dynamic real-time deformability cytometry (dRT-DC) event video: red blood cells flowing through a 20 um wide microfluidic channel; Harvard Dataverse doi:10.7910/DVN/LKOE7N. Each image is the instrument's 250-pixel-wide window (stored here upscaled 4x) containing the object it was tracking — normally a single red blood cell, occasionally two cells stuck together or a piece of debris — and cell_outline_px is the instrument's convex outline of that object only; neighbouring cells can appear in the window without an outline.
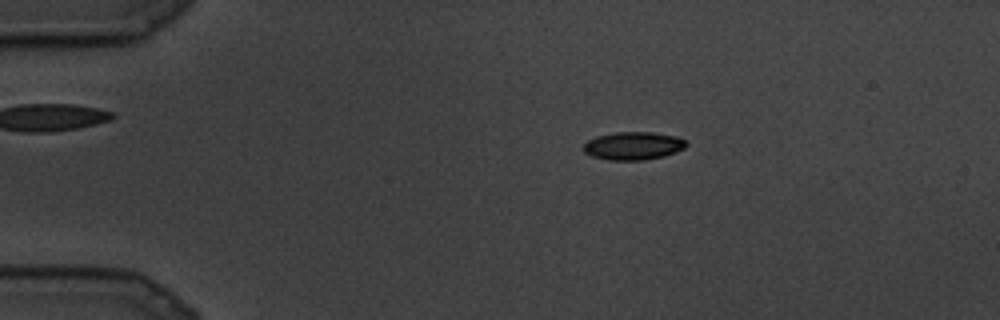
{"species": "common noctule bat (a hibernating species)", "species_latin": "Nyctalus noctula", "temperature_condition": "cold", "stored_images_in_passage": 74, "camera_frame_rate_fps": 3000, "um_per_image_px": 0.085, "animal": {"sex": "male", "body_mass_g": 19.5, "forearm_length_mm": 54.6}, "frame": {"image": 1, "passage_image": 2, "time_ms": 0.333, "image_size_px": [1000, 320], "cell_outline_px": [[688, 144], [684, 148], [676, 152], [664, 156], [644, 160], [608, 160], [592, 156], [584, 152], [584, 144], [588, 140], [596, 136], [616, 132], [652, 132], [676, 136], [684, 140]], "centroid_in_image_um": [53.83, 12.39], "position_along_channel_um": 31.2, "area_um2": 16.76}}
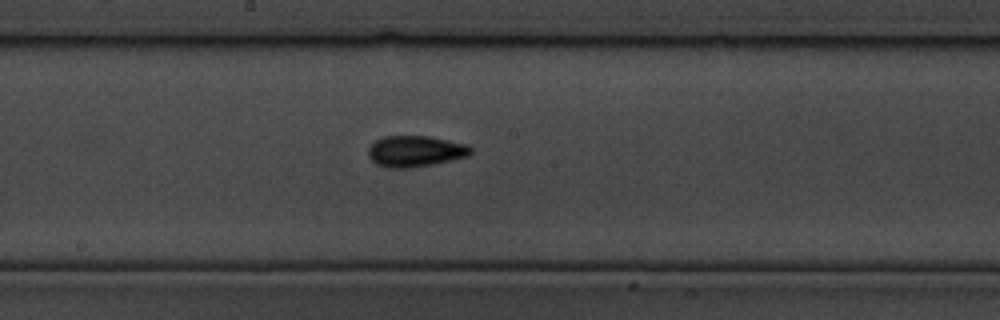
{"frame": {"image": 2, "passage_image": 33, "time_ms": 10.667, "image_size_px": [1000, 320], "cell_outline_px": [[472, 152], [468, 156], [432, 164], [408, 168], [384, 168], [376, 164], [368, 156], [368, 148], [376, 140], [384, 136], [428, 136], [468, 144], [472, 148]], "centroid_in_image_um": [35.29, 12.85], "position_along_channel_um": 212.9, "area_um2": 18.61}}
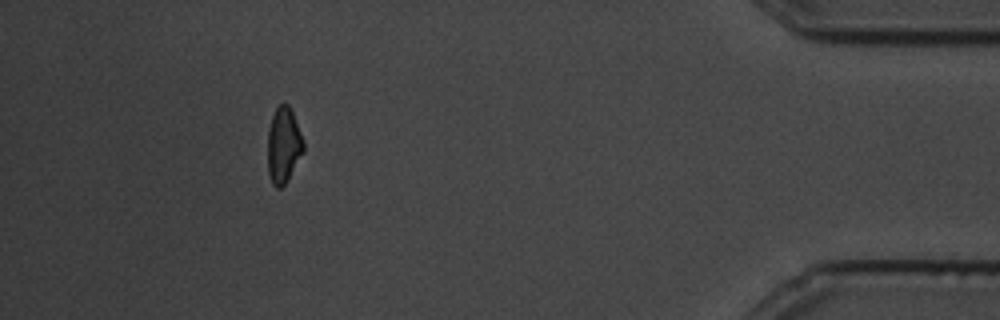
{"frame": {"image": 3, "passage_image": 66, "time_ms": 21.667, "image_size_px": [1000, 320], "cell_outline_px": [[304, 152], [284, 184], [280, 188], [276, 188], [272, 184], [268, 172], [268, 128], [272, 116], [276, 108], [280, 104], [288, 104], [292, 112], [304, 140]], "centroid_in_image_um": [24.1, 12.34], "position_along_channel_um": 411.1, "area_um2": 15.72}}